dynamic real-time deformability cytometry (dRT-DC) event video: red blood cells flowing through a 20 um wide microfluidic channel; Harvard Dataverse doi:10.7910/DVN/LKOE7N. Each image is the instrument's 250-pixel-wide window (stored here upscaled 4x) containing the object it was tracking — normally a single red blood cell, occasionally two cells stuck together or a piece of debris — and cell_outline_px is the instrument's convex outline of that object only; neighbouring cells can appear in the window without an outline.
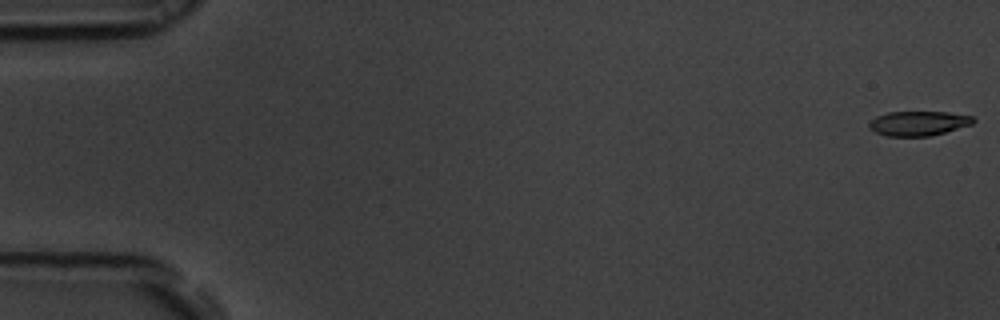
{"species": "common noctule bat (a hibernating species)", "species_latin": "Nyctalus noctula", "temperature_condition": "room temperature", "stored_images_in_passage": 55, "camera_frame_rate_fps": 3000, "um_per_image_px": 0.085, "animal": {"sex": "male", "body_mass_g": 19.5, "forearm_length_mm": 54.6}, "frame": {"image": 1, "passage_image": 1, "time_ms": 0.0, "image_size_px": [1000, 320], "cell_outline_px": [[976, 120], [972, 124], [944, 132], [928, 136], [888, 136], [876, 132], [868, 128], [868, 124], [876, 116], [888, 112], [948, 112], [972, 116]], "centroid_in_image_um": [78.05, 10.48], "position_along_channel_um": 6.9, "area_um2": 14.8}}
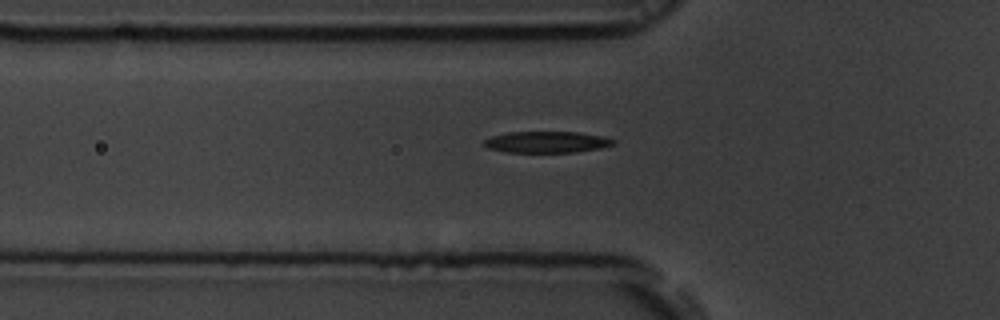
{"frame": {"image": 2, "passage_image": 19, "time_ms": 6.0, "image_size_px": [1000, 320], "cell_outline_px": [[616, 144], [600, 148], [572, 152], [504, 152], [488, 148], [484, 144], [484, 140], [492, 136], [508, 132], [576, 132], [600, 136], [616, 140]], "centroid_in_image_um": [46.46, 12.07], "position_along_channel_um": 79.3, "area_um2": 15.95}}
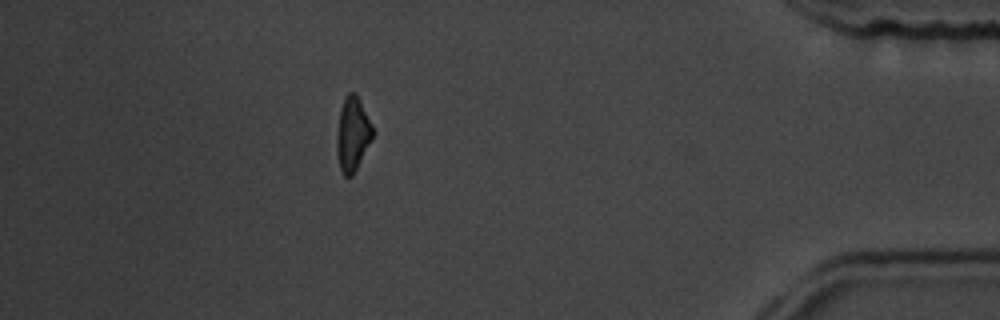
{"frame": {"image": 3, "passage_image": 49, "time_ms": 16.0, "image_size_px": [1000, 320], "cell_outline_px": [[376, 132], [372, 140], [352, 176], [344, 176], [340, 168], [336, 152], [336, 136], [340, 108], [344, 96], [348, 92], [356, 92]], "centroid_in_image_um": [29.98, 11.36], "position_along_channel_um": 405.2, "area_um2": 15.84}, "authors_computed_cell_mechanics": {"area_um2": 16.1262, "velocity_mm_per_s": 3.7301, "shape_relaxation_time_tau1_ms": 2.1229, "shape_relaxation_time_tau2_ms": 3.6456, "deformation_change_tau1": 0.1413, "deformation_change_tau2": 0.1482}}